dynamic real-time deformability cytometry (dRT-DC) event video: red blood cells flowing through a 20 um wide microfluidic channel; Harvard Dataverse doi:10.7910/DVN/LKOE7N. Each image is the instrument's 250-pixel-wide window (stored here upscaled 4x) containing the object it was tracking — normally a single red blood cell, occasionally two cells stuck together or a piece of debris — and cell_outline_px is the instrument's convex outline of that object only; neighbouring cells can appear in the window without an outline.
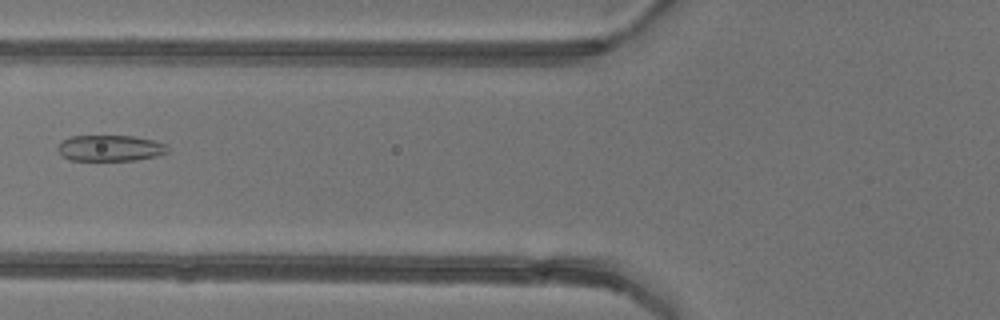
{"species": "common noctule bat (a hibernating species)", "species_latin": "Nyctalus noctula", "temperature_condition": "warm", "stored_images_in_passage": 6, "camera_frame_rate_fps": 3000, "um_per_image_px": 0.085, "animal": {"sex": "female"}, "frame": {"image": 1, "passage_image": 5, "time_ms": 5.667, "image_size_px": [1000, 320], "cell_outline_px": [[168, 152], [156, 156], [136, 160], [68, 160], [56, 148], [64, 140], [72, 136], [132, 136], [152, 140], [168, 144]], "centroid_in_image_um": [9.4, 12.59], "position_along_channel_um": 116.4, "area_um2": 16.53}}
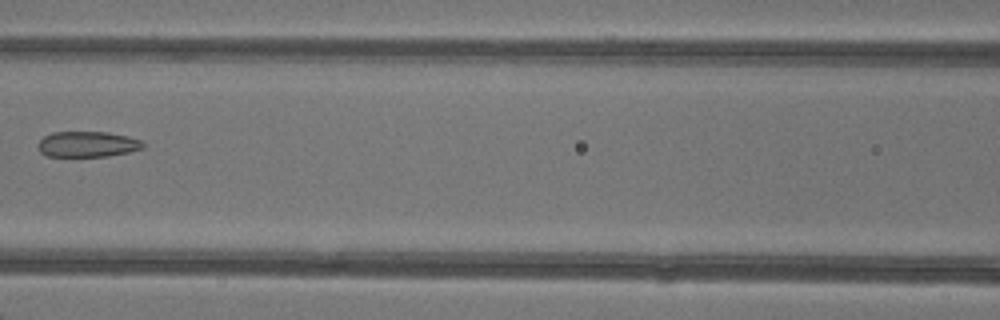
{"frame": {"image": 2, "passage_image": 6, "time_ms": 6.667, "image_size_px": [1000, 320], "cell_outline_px": [[144, 148], [128, 152], [108, 156], [48, 156], [40, 152], [36, 144], [44, 136], [52, 132], [108, 132], [128, 136], [140, 140], [144, 144]], "centroid_in_image_um": [7.42, 12.25], "position_along_channel_um": 159.2, "area_um2": 15.72}}